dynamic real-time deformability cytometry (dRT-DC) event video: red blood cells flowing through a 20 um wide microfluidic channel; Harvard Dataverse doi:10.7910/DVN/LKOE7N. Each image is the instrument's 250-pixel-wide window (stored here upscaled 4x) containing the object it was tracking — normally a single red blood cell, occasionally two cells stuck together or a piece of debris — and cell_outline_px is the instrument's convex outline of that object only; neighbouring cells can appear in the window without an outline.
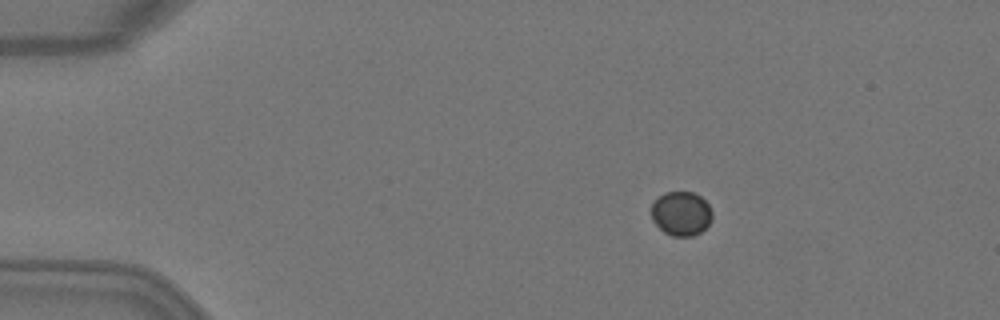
{"species": "Egyptian fruit bat (a non-hibernating species)", "species_latin": "Rousettus aegyptiacus", "temperature_condition": "warm", "stored_images_in_passage": 4, "camera_frame_rate_fps": 3000, "um_per_image_px": 0.085, "animal": {"sex": "female"}, "frame": {"image": 1, "passage_image": 2, "time_ms": 0.333, "image_size_px": [1000, 320], "cell_outline_px": [[712, 220], [700, 232], [692, 236], [672, 236], [664, 232], [652, 220], [652, 204], [664, 192], [692, 192], [700, 196], [708, 204], [712, 212]], "centroid_in_image_um": [57.91, 18.15], "position_along_channel_um": 27.1, "area_um2": 15.55}}
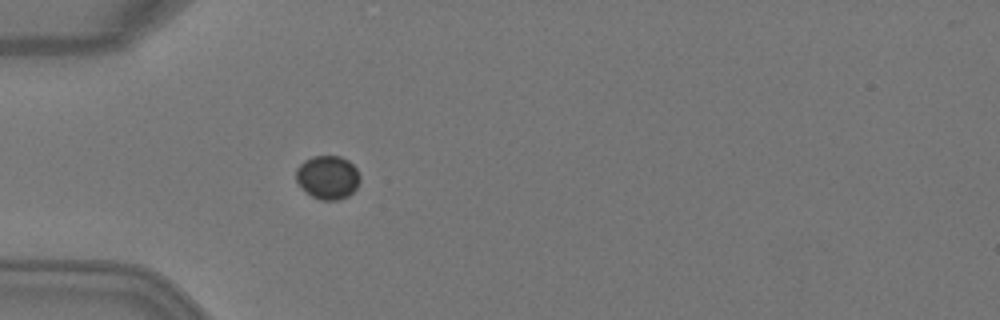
{"frame": {"image": 2, "passage_image": 4, "time_ms": 1.0, "image_size_px": [1000, 320], "cell_outline_px": [[360, 180], [356, 188], [348, 196], [340, 200], [320, 200], [312, 196], [296, 180], [296, 168], [304, 160], [312, 156], [340, 156], [348, 160], [356, 168], [360, 176]], "centroid_in_image_um": [27.87, 15.06], "position_along_channel_um": 57.1, "area_um2": 16.18}}